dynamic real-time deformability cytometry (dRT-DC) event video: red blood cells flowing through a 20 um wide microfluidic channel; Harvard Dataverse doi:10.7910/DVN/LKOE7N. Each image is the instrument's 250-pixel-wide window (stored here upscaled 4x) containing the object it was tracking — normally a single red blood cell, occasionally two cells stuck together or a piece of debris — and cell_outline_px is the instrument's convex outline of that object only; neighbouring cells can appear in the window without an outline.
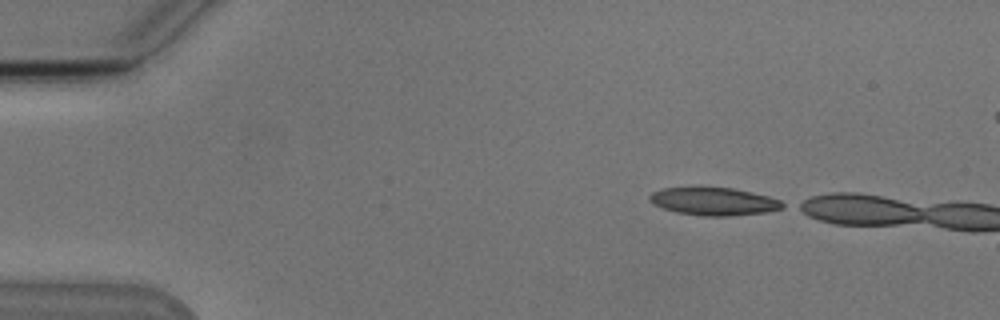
{"species": "Egyptian fruit bat (a non-hibernating species)", "species_latin": "Rousettus aegyptiacus", "temperature_condition": "cold", "stored_images_in_passage": 8, "camera_frame_rate_fps": 3000, "um_per_image_px": 0.085, "animal": {"sex": "male"}, "frame": {"image": 1, "passage_image": 1, "time_ms": 0.0, "image_size_px": [1000, 320], "cell_outline_px": [[788, 204], [784, 208], [768, 212], [728, 216], [704, 216], [676, 212], [652, 204], [648, 200], [648, 196], [652, 192], [664, 188], [696, 184], [700, 184], [732, 188], [752, 192], [768, 196], [780, 200]], "centroid_in_image_um": [60.65, 17.07], "position_along_channel_um": 24.4, "area_um2": 22.6}}